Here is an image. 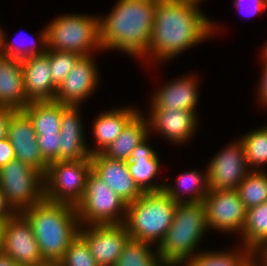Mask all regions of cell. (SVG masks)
<instances>
[{
    "label": "cell",
    "mask_w": 267,
    "mask_h": 266,
    "mask_svg": "<svg viewBox=\"0 0 267 266\" xmlns=\"http://www.w3.org/2000/svg\"><path fill=\"white\" fill-rule=\"evenodd\" d=\"M199 4L190 0H157L152 35L143 57L167 62L209 39L215 33V22L201 12Z\"/></svg>",
    "instance_id": "1"
},
{
    "label": "cell",
    "mask_w": 267,
    "mask_h": 266,
    "mask_svg": "<svg viewBox=\"0 0 267 266\" xmlns=\"http://www.w3.org/2000/svg\"><path fill=\"white\" fill-rule=\"evenodd\" d=\"M157 0H118L110 13L99 17L102 50H118L145 59L155 18Z\"/></svg>",
    "instance_id": "2"
},
{
    "label": "cell",
    "mask_w": 267,
    "mask_h": 266,
    "mask_svg": "<svg viewBox=\"0 0 267 266\" xmlns=\"http://www.w3.org/2000/svg\"><path fill=\"white\" fill-rule=\"evenodd\" d=\"M44 260L59 261L79 235L75 206L44 199L24 210Z\"/></svg>",
    "instance_id": "3"
},
{
    "label": "cell",
    "mask_w": 267,
    "mask_h": 266,
    "mask_svg": "<svg viewBox=\"0 0 267 266\" xmlns=\"http://www.w3.org/2000/svg\"><path fill=\"white\" fill-rule=\"evenodd\" d=\"M207 229L202 202L178 203L172 225L156 248L162 263L165 266H183L197 254L194 251Z\"/></svg>",
    "instance_id": "4"
},
{
    "label": "cell",
    "mask_w": 267,
    "mask_h": 266,
    "mask_svg": "<svg viewBox=\"0 0 267 266\" xmlns=\"http://www.w3.org/2000/svg\"><path fill=\"white\" fill-rule=\"evenodd\" d=\"M177 204L163 190L144 192L126 208L123 225L130 238L159 245L172 225Z\"/></svg>",
    "instance_id": "5"
},
{
    "label": "cell",
    "mask_w": 267,
    "mask_h": 266,
    "mask_svg": "<svg viewBox=\"0 0 267 266\" xmlns=\"http://www.w3.org/2000/svg\"><path fill=\"white\" fill-rule=\"evenodd\" d=\"M47 49L67 51L81 56L101 50L99 17L65 14L46 26ZM92 52V53H91Z\"/></svg>",
    "instance_id": "6"
},
{
    "label": "cell",
    "mask_w": 267,
    "mask_h": 266,
    "mask_svg": "<svg viewBox=\"0 0 267 266\" xmlns=\"http://www.w3.org/2000/svg\"><path fill=\"white\" fill-rule=\"evenodd\" d=\"M75 208L80 226L119 225L124 223L127 204L91 170L84 196Z\"/></svg>",
    "instance_id": "7"
},
{
    "label": "cell",
    "mask_w": 267,
    "mask_h": 266,
    "mask_svg": "<svg viewBox=\"0 0 267 266\" xmlns=\"http://www.w3.org/2000/svg\"><path fill=\"white\" fill-rule=\"evenodd\" d=\"M0 189L15 213L45 199L44 174L14 159L0 169Z\"/></svg>",
    "instance_id": "8"
},
{
    "label": "cell",
    "mask_w": 267,
    "mask_h": 266,
    "mask_svg": "<svg viewBox=\"0 0 267 266\" xmlns=\"http://www.w3.org/2000/svg\"><path fill=\"white\" fill-rule=\"evenodd\" d=\"M91 170L90 159L51 162L44 175L45 199L76 207L84 196Z\"/></svg>",
    "instance_id": "9"
},
{
    "label": "cell",
    "mask_w": 267,
    "mask_h": 266,
    "mask_svg": "<svg viewBox=\"0 0 267 266\" xmlns=\"http://www.w3.org/2000/svg\"><path fill=\"white\" fill-rule=\"evenodd\" d=\"M208 229L225 233L242 232L247 208L236 190H208L203 199ZM210 227V228H209Z\"/></svg>",
    "instance_id": "10"
},
{
    "label": "cell",
    "mask_w": 267,
    "mask_h": 266,
    "mask_svg": "<svg viewBox=\"0 0 267 266\" xmlns=\"http://www.w3.org/2000/svg\"><path fill=\"white\" fill-rule=\"evenodd\" d=\"M206 171L209 190H236L252 171L246 161L242 141L238 139L217 153Z\"/></svg>",
    "instance_id": "11"
},
{
    "label": "cell",
    "mask_w": 267,
    "mask_h": 266,
    "mask_svg": "<svg viewBox=\"0 0 267 266\" xmlns=\"http://www.w3.org/2000/svg\"><path fill=\"white\" fill-rule=\"evenodd\" d=\"M2 252L19 266H32L44 261L31 224L22 213H15L5 221Z\"/></svg>",
    "instance_id": "12"
},
{
    "label": "cell",
    "mask_w": 267,
    "mask_h": 266,
    "mask_svg": "<svg viewBox=\"0 0 267 266\" xmlns=\"http://www.w3.org/2000/svg\"><path fill=\"white\" fill-rule=\"evenodd\" d=\"M79 235L88 244L99 266H113L131 239L123 224L86 225V227L82 225L79 228Z\"/></svg>",
    "instance_id": "13"
},
{
    "label": "cell",
    "mask_w": 267,
    "mask_h": 266,
    "mask_svg": "<svg viewBox=\"0 0 267 266\" xmlns=\"http://www.w3.org/2000/svg\"><path fill=\"white\" fill-rule=\"evenodd\" d=\"M7 138L13 146L17 160L45 175L49 164L41 155L32 121L23 110H17L12 115Z\"/></svg>",
    "instance_id": "14"
},
{
    "label": "cell",
    "mask_w": 267,
    "mask_h": 266,
    "mask_svg": "<svg viewBox=\"0 0 267 266\" xmlns=\"http://www.w3.org/2000/svg\"><path fill=\"white\" fill-rule=\"evenodd\" d=\"M93 54L82 56L75 67L57 88L54 101L63 105L79 106L95 91L98 82V68ZM80 102V103H79Z\"/></svg>",
    "instance_id": "15"
},
{
    "label": "cell",
    "mask_w": 267,
    "mask_h": 266,
    "mask_svg": "<svg viewBox=\"0 0 267 266\" xmlns=\"http://www.w3.org/2000/svg\"><path fill=\"white\" fill-rule=\"evenodd\" d=\"M90 160L92 171L127 205L144 193L129 173L127 161L110 159L102 153L92 155Z\"/></svg>",
    "instance_id": "16"
},
{
    "label": "cell",
    "mask_w": 267,
    "mask_h": 266,
    "mask_svg": "<svg viewBox=\"0 0 267 266\" xmlns=\"http://www.w3.org/2000/svg\"><path fill=\"white\" fill-rule=\"evenodd\" d=\"M197 112L174 109H151L149 113V130L161 133L166 140L184 144L196 132ZM151 127V128H150Z\"/></svg>",
    "instance_id": "17"
},
{
    "label": "cell",
    "mask_w": 267,
    "mask_h": 266,
    "mask_svg": "<svg viewBox=\"0 0 267 266\" xmlns=\"http://www.w3.org/2000/svg\"><path fill=\"white\" fill-rule=\"evenodd\" d=\"M79 107L62 104L59 161L91 158V149L85 144L84 127L79 115Z\"/></svg>",
    "instance_id": "18"
},
{
    "label": "cell",
    "mask_w": 267,
    "mask_h": 266,
    "mask_svg": "<svg viewBox=\"0 0 267 266\" xmlns=\"http://www.w3.org/2000/svg\"><path fill=\"white\" fill-rule=\"evenodd\" d=\"M22 72L26 97L30 102L54 101L57 87L50 74L49 49L42 55L23 59Z\"/></svg>",
    "instance_id": "19"
},
{
    "label": "cell",
    "mask_w": 267,
    "mask_h": 266,
    "mask_svg": "<svg viewBox=\"0 0 267 266\" xmlns=\"http://www.w3.org/2000/svg\"><path fill=\"white\" fill-rule=\"evenodd\" d=\"M198 80L193 76L176 78L153 93L150 109H174L195 112L199 101ZM196 109V110H195Z\"/></svg>",
    "instance_id": "20"
},
{
    "label": "cell",
    "mask_w": 267,
    "mask_h": 266,
    "mask_svg": "<svg viewBox=\"0 0 267 266\" xmlns=\"http://www.w3.org/2000/svg\"><path fill=\"white\" fill-rule=\"evenodd\" d=\"M29 103L24 86L22 60L0 54V106L23 110Z\"/></svg>",
    "instance_id": "21"
},
{
    "label": "cell",
    "mask_w": 267,
    "mask_h": 266,
    "mask_svg": "<svg viewBox=\"0 0 267 266\" xmlns=\"http://www.w3.org/2000/svg\"><path fill=\"white\" fill-rule=\"evenodd\" d=\"M149 137L134 148L127 164L129 173L143 192H157L162 191L165 184L159 185L153 181L161 164L157 152L147 144Z\"/></svg>",
    "instance_id": "22"
},
{
    "label": "cell",
    "mask_w": 267,
    "mask_h": 266,
    "mask_svg": "<svg viewBox=\"0 0 267 266\" xmlns=\"http://www.w3.org/2000/svg\"><path fill=\"white\" fill-rule=\"evenodd\" d=\"M134 108H113L98 115L93 123L94 142L97 147L90 150L91 156L101 153L120 135L125 126L139 113Z\"/></svg>",
    "instance_id": "23"
},
{
    "label": "cell",
    "mask_w": 267,
    "mask_h": 266,
    "mask_svg": "<svg viewBox=\"0 0 267 266\" xmlns=\"http://www.w3.org/2000/svg\"><path fill=\"white\" fill-rule=\"evenodd\" d=\"M139 112L122 130L120 135L101 153L110 158L127 161L134 148L150 133L149 122Z\"/></svg>",
    "instance_id": "24"
},
{
    "label": "cell",
    "mask_w": 267,
    "mask_h": 266,
    "mask_svg": "<svg viewBox=\"0 0 267 266\" xmlns=\"http://www.w3.org/2000/svg\"><path fill=\"white\" fill-rule=\"evenodd\" d=\"M208 190L207 171L203 175L196 170L179 175L174 186L164 185L163 189L176 203L203 202Z\"/></svg>",
    "instance_id": "25"
},
{
    "label": "cell",
    "mask_w": 267,
    "mask_h": 266,
    "mask_svg": "<svg viewBox=\"0 0 267 266\" xmlns=\"http://www.w3.org/2000/svg\"><path fill=\"white\" fill-rule=\"evenodd\" d=\"M23 111L29 116L36 135L60 132L62 104L57 101H33Z\"/></svg>",
    "instance_id": "26"
},
{
    "label": "cell",
    "mask_w": 267,
    "mask_h": 266,
    "mask_svg": "<svg viewBox=\"0 0 267 266\" xmlns=\"http://www.w3.org/2000/svg\"><path fill=\"white\" fill-rule=\"evenodd\" d=\"M256 259V253L250 248L231 251L198 252L187 260L184 266H249Z\"/></svg>",
    "instance_id": "27"
},
{
    "label": "cell",
    "mask_w": 267,
    "mask_h": 266,
    "mask_svg": "<svg viewBox=\"0 0 267 266\" xmlns=\"http://www.w3.org/2000/svg\"><path fill=\"white\" fill-rule=\"evenodd\" d=\"M241 236L243 246L255 253L267 243V202L247 210Z\"/></svg>",
    "instance_id": "28"
},
{
    "label": "cell",
    "mask_w": 267,
    "mask_h": 266,
    "mask_svg": "<svg viewBox=\"0 0 267 266\" xmlns=\"http://www.w3.org/2000/svg\"><path fill=\"white\" fill-rule=\"evenodd\" d=\"M151 243L130 239L113 266H165Z\"/></svg>",
    "instance_id": "29"
},
{
    "label": "cell",
    "mask_w": 267,
    "mask_h": 266,
    "mask_svg": "<svg viewBox=\"0 0 267 266\" xmlns=\"http://www.w3.org/2000/svg\"><path fill=\"white\" fill-rule=\"evenodd\" d=\"M236 191L247 210L267 202V173L252 170L237 186Z\"/></svg>",
    "instance_id": "30"
},
{
    "label": "cell",
    "mask_w": 267,
    "mask_h": 266,
    "mask_svg": "<svg viewBox=\"0 0 267 266\" xmlns=\"http://www.w3.org/2000/svg\"><path fill=\"white\" fill-rule=\"evenodd\" d=\"M239 139L243 143L245 158L249 168L251 170H261L258 168L263 165L265 167L267 164V125L251 131Z\"/></svg>",
    "instance_id": "31"
},
{
    "label": "cell",
    "mask_w": 267,
    "mask_h": 266,
    "mask_svg": "<svg viewBox=\"0 0 267 266\" xmlns=\"http://www.w3.org/2000/svg\"><path fill=\"white\" fill-rule=\"evenodd\" d=\"M2 28L0 27V54L9 57H15L17 59H25L34 55H42L47 51V40H46V28L42 30L39 35V40L31 42L30 46L25 45L21 48L13 42H7L6 37L3 34ZM39 41V42H38ZM16 42V41H15ZM39 43L40 45L37 46ZM44 47V48H43Z\"/></svg>",
    "instance_id": "32"
},
{
    "label": "cell",
    "mask_w": 267,
    "mask_h": 266,
    "mask_svg": "<svg viewBox=\"0 0 267 266\" xmlns=\"http://www.w3.org/2000/svg\"><path fill=\"white\" fill-rule=\"evenodd\" d=\"M81 57L77 53L49 49L50 74L53 84L57 88L72 71Z\"/></svg>",
    "instance_id": "33"
},
{
    "label": "cell",
    "mask_w": 267,
    "mask_h": 266,
    "mask_svg": "<svg viewBox=\"0 0 267 266\" xmlns=\"http://www.w3.org/2000/svg\"><path fill=\"white\" fill-rule=\"evenodd\" d=\"M60 266H99L86 241L78 235L59 260Z\"/></svg>",
    "instance_id": "34"
},
{
    "label": "cell",
    "mask_w": 267,
    "mask_h": 266,
    "mask_svg": "<svg viewBox=\"0 0 267 266\" xmlns=\"http://www.w3.org/2000/svg\"><path fill=\"white\" fill-rule=\"evenodd\" d=\"M37 142L41 155L48 164L59 161L60 132L37 135Z\"/></svg>",
    "instance_id": "35"
},
{
    "label": "cell",
    "mask_w": 267,
    "mask_h": 266,
    "mask_svg": "<svg viewBox=\"0 0 267 266\" xmlns=\"http://www.w3.org/2000/svg\"><path fill=\"white\" fill-rule=\"evenodd\" d=\"M244 0H234V5L237 8V10L241 11V12H246L248 14H246L247 16L250 15H256L257 13H261L263 11H266L267 9V0H245L247 3V6L243 5ZM245 2V3H246ZM246 5V4H245ZM244 9V10H243Z\"/></svg>",
    "instance_id": "36"
},
{
    "label": "cell",
    "mask_w": 267,
    "mask_h": 266,
    "mask_svg": "<svg viewBox=\"0 0 267 266\" xmlns=\"http://www.w3.org/2000/svg\"><path fill=\"white\" fill-rule=\"evenodd\" d=\"M264 51H262V58L261 60H264L263 68H262V78L261 81H259L260 85L258 86V99L260 100L262 106L264 105L267 109V46L265 45L263 48Z\"/></svg>",
    "instance_id": "37"
},
{
    "label": "cell",
    "mask_w": 267,
    "mask_h": 266,
    "mask_svg": "<svg viewBox=\"0 0 267 266\" xmlns=\"http://www.w3.org/2000/svg\"><path fill=\"white\" fill-rule=\"evenodd\" d=\"M14 159L15 153L9 139L0 140V169Z\"/></svg>",
    "instance_id": "38"
},
{
    "label": "cell",
    "mask_w": 267,
    "mask_h": 266,
    "mask_svg": "<svg viewBox=\"0 0 267 266\" xmlns=\"http://www.w3.org/2000/svg\"><path fill=\"white\" fill-rule=\"evenodd\" d=\"M17 110L2 107L0 106V140L6 139L8 137V127L11 120L12 115Z\"/></svg>",
    "instance_id": "39"
},
{
    "label": "cell",
    "mask_w": 267,
    "mask_h": 266,
    "mask_svg": "<svg viewBox=\"0 0 267 266\" xmlns=\"http://www.w3.org/2000/svg\"><path fill=\"white\" fill-rule=\"evenodd\" d=\"M15 214L13 209L6 202L5 196L0 189V221H6Z\"/></svg>",
    "instance_id": "40"
},
{
    "label": "cell",
    "mask_w": 267,
    "mask_h": 266,
    "mask_svg": "<svg viewBox=\"0 0 267 266\" xmlns=\"http://www.w3.org/2000/svg\"><path fill=\"white\" fill-rule=\"evenodd\" d=\"M256 258L258 259V262L267 266V243L256 252Z\"/></svg>",
    "instance_id": "41"
},
{
    "label": "cell",
    "mask_w": 267,
    "mask_h": 266,
    "mask_svg": "<svg viewBox=\"0 0 267 266\" xmlns=\"http://www.w3.org/2000/svg\"><path fill=\"white\" fill-rule=\"evenodd\" d=\"M0 266H19L11 257L3 252L0 253Z\"/></svg>",
    "instance_id": "42"
},
{
    "label": "cell",
    "mask_w": 267,
    "mask_h": 266,
    "mask_svg": "<svg viewBox=\"0 0 267 266\" xmlns=\"http://www.w3.org/2000/svg\"><path fill=\"white\" fill-rule=\"evenodd\" d=\"M32 266H60V262L56 260H44Z\"/></svg>",
    "instance_id": "43"
},
{
    "label": "cell",
    "mask_w": 267,
    "mask_h": 266,
    "mask_svg": "<svg viewBox=\"0 0 267 266\" xmlns=\"http://www.w3.org/2000/svg\"><path fill=\"white\" fill-rule=\"evenodd\" d=\"M5 221H0V253L2 252L3 248V228H4Z\"/></svg>",
    "instance_id": "44"
},
{
    "label": "cell",
    "mask_w": 267,
    "mask_h": 266,
    "mask_svg": "<svg viewBox=\"0 0 267 266\" xmlns=\"http://www.w3.org/2000/svg\"><path fill=\"white\" fill-rule=\"evenodd\" d=\"M249 266H261V263H258V259L256 258Z\"/></svg>",
    "instance_id": "45"
},
{
    "label": "cell",
    "mask_w": 267,
    "mask_h": 266,
    "mask_svg": "<svg viewBox=\"0 0 267 266\" xmlns=\"http://www.w3.org/2000/svg\"><path fill=\"white\" fill-rule=\"evenodd\" d=\"M190 1H195V2L200 3L202 0H190Z\"/></svg>",
    "instance_id": "46"
}]
</instances>
